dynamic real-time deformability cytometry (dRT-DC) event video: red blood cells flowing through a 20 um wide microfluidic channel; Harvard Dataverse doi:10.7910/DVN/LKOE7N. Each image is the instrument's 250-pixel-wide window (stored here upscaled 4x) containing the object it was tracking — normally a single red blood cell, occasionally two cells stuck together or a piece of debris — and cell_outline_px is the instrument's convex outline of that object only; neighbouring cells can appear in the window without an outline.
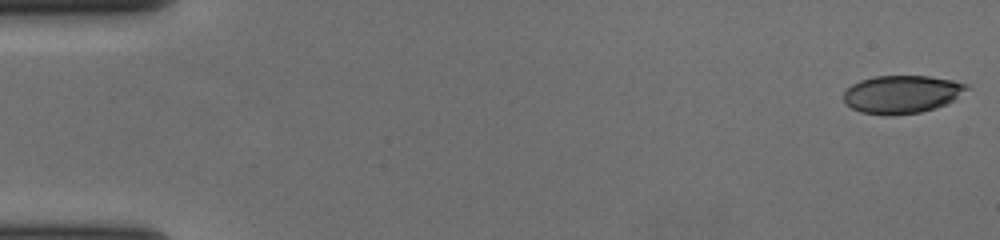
{"species": "human", "species_latin": "Homo sapiens", "temperature_condition": "cold", "stored_images_in_passage": 57, "camera_frame_rate_fps": 3000, "um_per_image_px": 0.085, "donor": {"sex": "female"}, "frame": {"image": 1, "passage_image": 1, "time_ms": 0.0, "image_size_px": [1000, 240], "cell_outline_px": [[968, 88], [948, 104], [936, 108], [920, 112], [860, 112], [844, 104], [844, 92], [852, 84], [860, 80], [872, 76], [928, 76], [952, 80], [964, 84]], "centroid_in_image_um": [76.64, 7.97], "position_along_channel_um": 8.4, "area_um2": 26.36}}
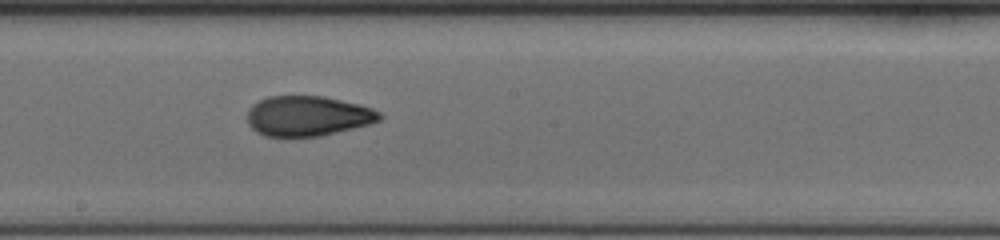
{"frame": {"image": 2, "passage_image": 32, "time_ms": 10.333, "image_size_px": [1000, 240], "cell_outline_px": [[384, 116], [380, 120], [368, 124], [320, 136], [264, 136], [256, 132], [248, 124], [248, 108], [252, 104], [268, 96], [324, 96], [360, 104], [372, 108], [380, 112]], "centroid_in_image_um": [26.15, 9.85], "position_along_channel_um": 222.0, "area_um2": 30.92}}
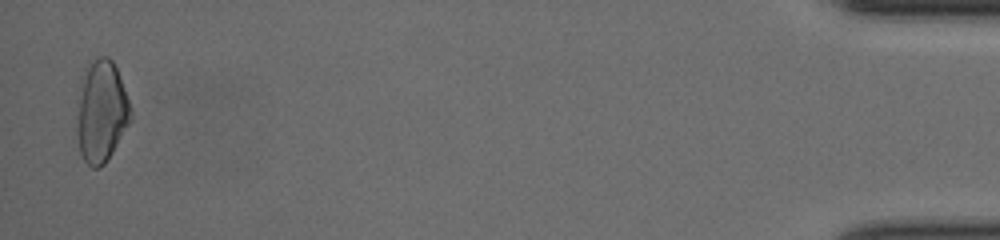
{"frame": {"image": 3, "passage_image": 56, "time_ms": 18.333, "image_size_px": [1000, 240], "cell_outline_px": [[132, 120], [112, 152], [104, 164], [100, 168], [92, 168], [84, 160], [80, 152], [76, 132], [76, 128], [80, 76], [88, 60], [100, 56], [108, 56], [112, 60], [120, 76], [132, 112]], "centroid_in_image_um": [8.59, 9.43], "position_along_channel_um": 426.6, "area_um2": 32.48}, "authors_computed_cell_mechanics": {"area_um2": 30.4028, "velocity_mm_per_s": 3.6991, "shape_relaxation_time_tau1_ms": 5.7993, "shape_relaxation_time_tau2_ms": 1.5349, "deformation_change_tau1": 0.1938, "deformation_change_tau2": 0.076}}